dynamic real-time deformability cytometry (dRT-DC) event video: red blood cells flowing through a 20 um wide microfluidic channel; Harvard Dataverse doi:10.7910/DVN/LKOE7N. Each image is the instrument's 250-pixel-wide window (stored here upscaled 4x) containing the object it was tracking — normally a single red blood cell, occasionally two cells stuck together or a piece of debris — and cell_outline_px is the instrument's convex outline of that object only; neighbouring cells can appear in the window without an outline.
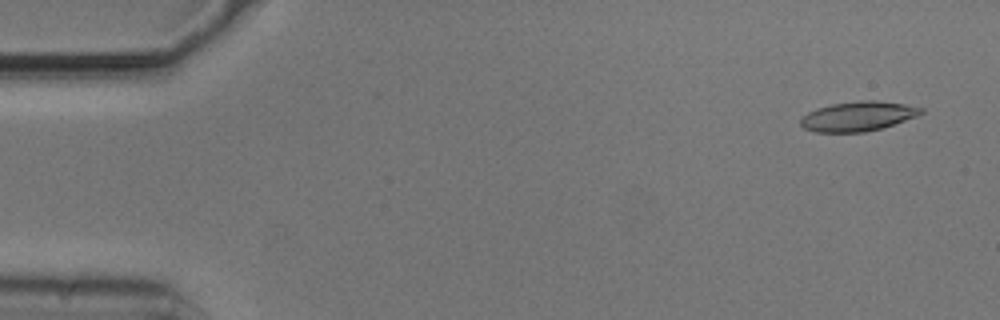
{"species": "common noctule bat (a hibernating species)", "species_latin": "Nyctalus noctula", "temperature_condition": "cold", "stored_images_in_passage": 15, "camera_frame_rate_fps": 3000, "um_per_image_px": 0.085, "animal": {"sex": "male", "body_mass_g": 20.5, "forearm_length_mm": 52.5}, "frame": {"image": 1, "passage_image": 3, "time_ms": 0.667, "image_size_px": [1000, 320], "cell_outline_px": [[924, 112], [916, 116], [880, 128], [864, 132], [816, 132], [804, 128], [800, 124], [800, 120], [808, 112], [816, 108], [832, 104], [860, 100], [876, 100], [904, 104], [924, 108]], "centroid_in_image_um": [72.91, 9.87], "position_along_channel_um": 12.1, "area_um2": 20.58}}
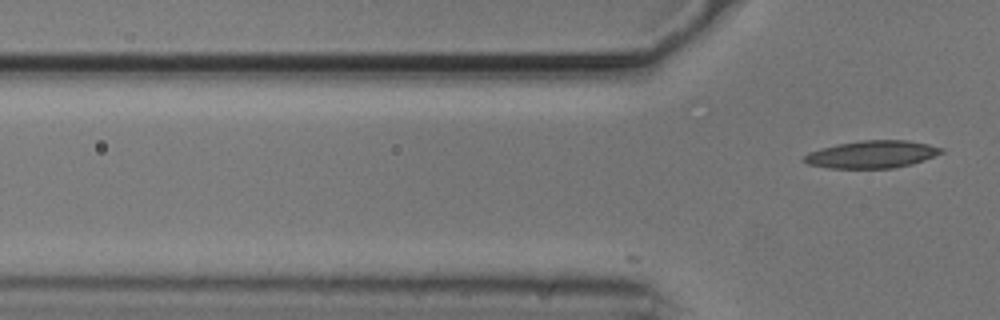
{"frame": {"image": 2, "passage_image": 15, "time_ms": 4.667, "image_size_px": [1000, 320], "cell_outline_px": [[944, 152], [924, 160], [912, 164], [892, 168], [832, 168], [808, 164], [804, 160], [804, 156], [808, 152], [836, 144], [860, 140], [908, 140], [928, 144], [944, 148]], "centroid_in_image_um": [74.14, 13.11], "position_along_channel_um": 51.7, "area_um2": 21.91}}